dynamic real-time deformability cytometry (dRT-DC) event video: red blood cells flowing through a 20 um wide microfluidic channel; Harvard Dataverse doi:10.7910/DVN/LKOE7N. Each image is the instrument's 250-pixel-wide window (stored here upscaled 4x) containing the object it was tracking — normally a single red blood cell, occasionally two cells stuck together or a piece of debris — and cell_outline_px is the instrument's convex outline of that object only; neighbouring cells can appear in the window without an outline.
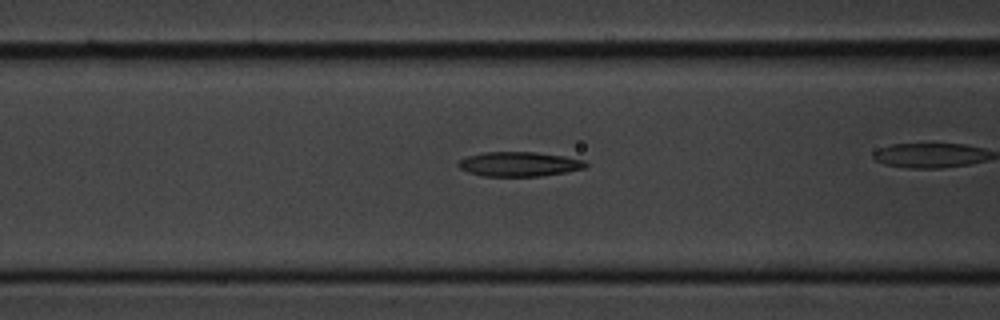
{"species": "common noctule bat (a hibernating species)", "species_latin": "Nyctalus noctula", "temperature_condition": "cold", "stored_images_in_passage": 35, "segment_of_instrument_passage": [1, 2], "camera_frame_rate_fps": 3000, "um_per_image_px": 0.085, "animal": {"sex": "male", "body_mass_g": 20.1, "forearm_length_mm": 53.5}, "frame": {"image": 1, "passage_image": 14, "time_ms": 4.333, "image_size_px": [1000, 320], "cell_outline_px": [[588, 168], [540, 176], [484, 176], [468, 172], [460, 168], [456, 164], [460, 160], [468, 156], [484, 152], [536, 152], [564, 156], [584, 160], [588, 164]], "centroid_in_image_um": [44.15, 13.95], "position_along_channel_um": 122.4, "area_um2": 18.21}}
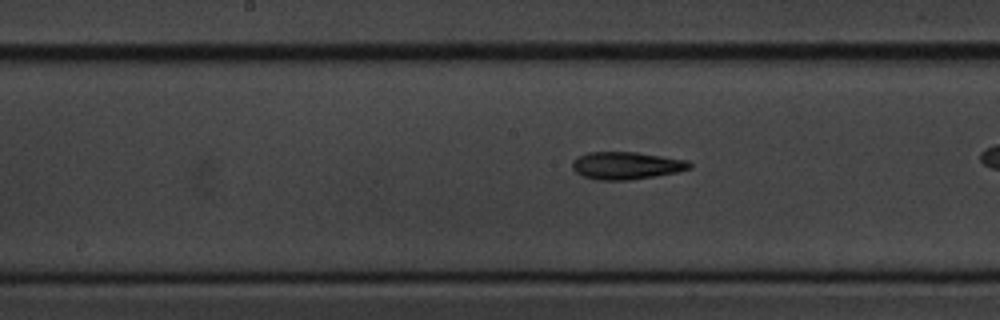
{"frame": {"image": 2, "passage_image": 20, "time_ms": 6.333, "image_size_px": [1000, 320], "cell_outline_px": [[692, 168], [676, 172], [656, 176], [628, 180], [596, 180], [584, 176], [576, 172], [572, 168], [572, 160], [588, 152], [636, 152], [688, 160], [692, 164]], "centroid_in_image_um": [53.25, 14.07], "position_along_channel_um": 195.0, "area_um2": 18.79}}
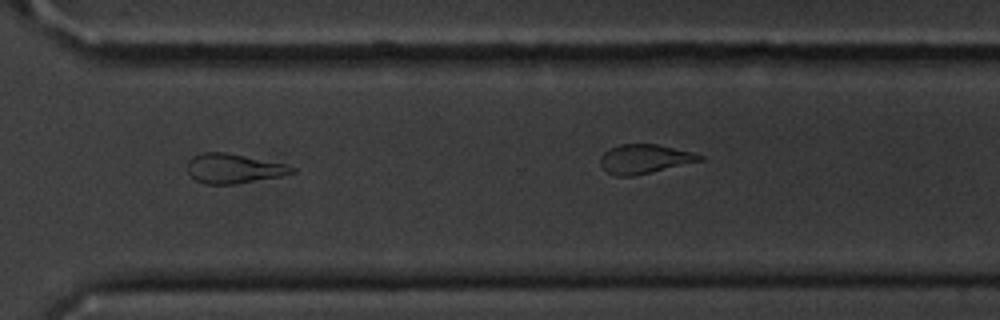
{"frame": {"image": 3, "passage_image": 33, "time_ms": 10.667, "image_size_px": [1000, 320], "cell_outline_px": [[296, 172], [280, 176], [236, 184], [204, 184], [196, 180], [188, 172], [188, 160], [192, 156], [200, 152], [224, 152], [284, 164], [296, 168]], "centroid_in_image_um": [19.83, 14.32], "position_along_channel_um": 350.8, "area_um2": 17.86}}